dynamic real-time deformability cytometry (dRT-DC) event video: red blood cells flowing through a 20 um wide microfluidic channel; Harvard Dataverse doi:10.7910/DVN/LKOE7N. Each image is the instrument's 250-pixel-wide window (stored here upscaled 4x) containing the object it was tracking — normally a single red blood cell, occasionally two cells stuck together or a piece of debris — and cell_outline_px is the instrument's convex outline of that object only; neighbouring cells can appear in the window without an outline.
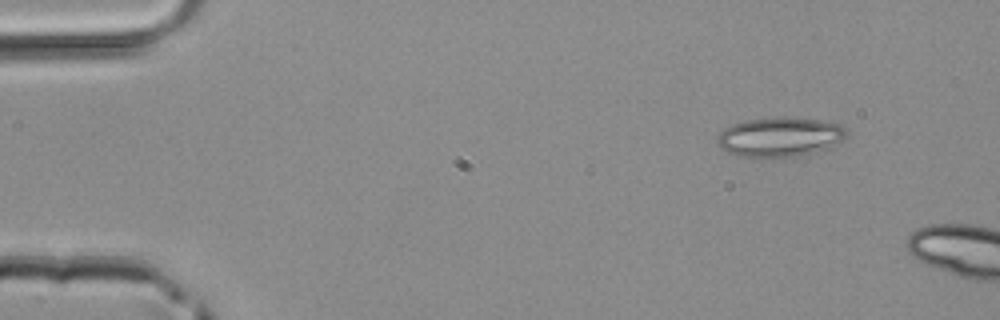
{"species": "common noctule bat (a hibernating species)", "species_latin": "Nyctalus noctula", "temperature_condition": "room temperature", "stored_images_in_passage": 2, "camera_frame_rate_fps": 3000, "um_per_image_px": 0.085, "animal": {"sex": "male", "body_mass_g": 20.4}, "frame": {"image": 1, "passage_image": 1, "time_ms": 0.0, "image_size_px": [1000, 320], "cell_outline_px": [[848, 136], [836, 144], [828, 148], [816, 152], [796, 156], [740, 156], [728, 152], [720, 148], [716, 144], [716, 136], [724, 128], [732, 124], [744, 120], [784, 116], [788, 116], [820, 120], [840, 124], [848, 128]], "centroid_in_image_um": [66.3, 11.61], "position_along_channel_um": 18.7, "area_um2": 30.06}}